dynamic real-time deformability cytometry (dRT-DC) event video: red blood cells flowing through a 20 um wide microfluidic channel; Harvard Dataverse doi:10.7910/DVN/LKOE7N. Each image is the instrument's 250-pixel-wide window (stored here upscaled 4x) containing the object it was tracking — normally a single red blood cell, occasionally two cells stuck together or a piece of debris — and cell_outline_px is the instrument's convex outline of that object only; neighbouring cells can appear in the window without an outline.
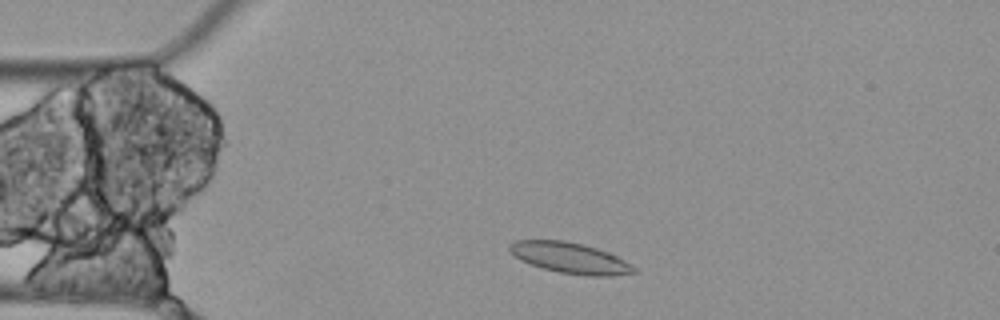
{"species": "Egyptian fruit bat (a non-hibernating species)", "species_latin": "Rousettus aegyptiacus", "temperature_condition": "cold", "stored_images_in_passage": 3, "camera_frame_rate_fps": 3000, "um_per_image_px": 0.085, "animal": {"sex": "female"}, "frame": {"image": 1, "passage_image": 2, "time_ms": 0.333, "image_size_px": [1000, 320], "cell_outline_px": [[640, 268], [636, 272], [612, 276], [588, 276], [560, 272], [544, 268], [520, 260], [508, 248], [508, 244], [512, 240], [564, 240], [584, 244], [608, 252]], "centroid_in_image_um": [48.49, 21.92], "position_along_channel_um": 36.5, "area_um2": 22.37}}